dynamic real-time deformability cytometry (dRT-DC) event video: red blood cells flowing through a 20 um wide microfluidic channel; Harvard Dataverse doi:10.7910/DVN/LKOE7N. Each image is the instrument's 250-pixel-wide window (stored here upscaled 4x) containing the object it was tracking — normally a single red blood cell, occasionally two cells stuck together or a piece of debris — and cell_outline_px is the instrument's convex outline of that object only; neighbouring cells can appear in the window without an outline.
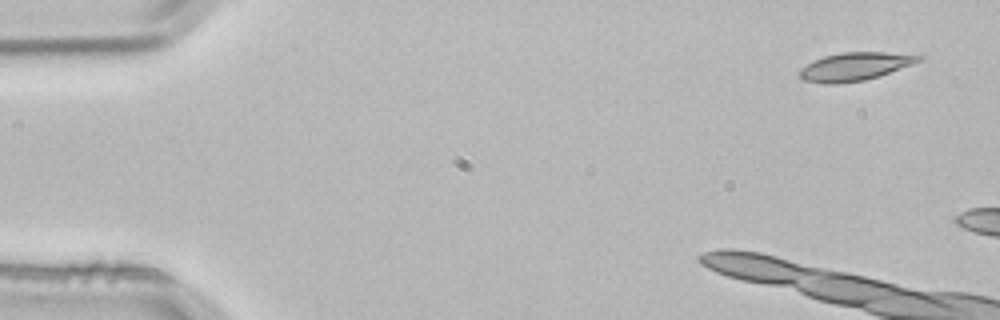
{"species": "common noctule bat (a hibernating species)", "species_latin": "Nyctalus noctula", "temperature_condition": "room temperature", "stored_images_in_passage": 2, "camera_frame_rate_fps": 3000, "um_per_image_px": 0.085, "animal": {"sex": "male", "body_mass_g": 21.5, "forearm_length_mm": 52.0}, "frame": {"image": 1, "passage_image": 1, "time_ms": 0.0, "image_size_px": [1000, 320], "cell_outline_px": [[924, 56], [920, 60], [912, 64], [864, 80], [836, 84], [824, 84], [804, 80], [800, 76], [800, 68], [824, 56], [840, 52], [920, 52]], "centroid_in_image_um": [72.74, 5.62], "position_along_channel_um": 12.3, "area_um2": 19.59}}